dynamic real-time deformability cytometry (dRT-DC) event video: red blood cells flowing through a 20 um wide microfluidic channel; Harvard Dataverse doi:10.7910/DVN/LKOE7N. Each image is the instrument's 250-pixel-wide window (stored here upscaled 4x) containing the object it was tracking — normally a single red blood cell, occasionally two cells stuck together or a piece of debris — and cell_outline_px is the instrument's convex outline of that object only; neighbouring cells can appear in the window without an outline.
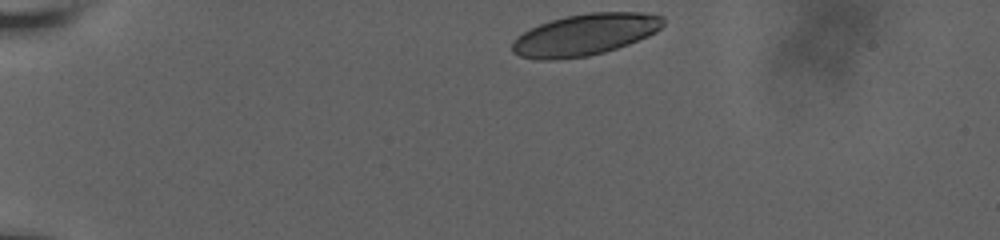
{"species": "human", "species_latin": "Homo sapiens", "temperature_condition": "room temperature", "stored_images_in_passage": 29, "camera_frame_rate_fps": 3000, "um_per_image_px": 0.085, "donor": {"sex": "male"}, "frame": {"image": 1, "passage_image": 1, "time_ms": 0.0, "image_size_px": [1000, 240], "cell_outline_px": [[664, 24], [656, 32], [648, 36], [628, 44], [604, 52], [588, 56], [556, 60], [536, 60], [520, 56], [512, 52], [512, 44], [516, 36], [540, 24], [552, 20], [568, 16], [588, 12], [644, 12], [664, 16]], "centroid_in_image_um": [49.73, 2.95], "position_along_channel_um": 35.3, "area_um2": 36.59}}
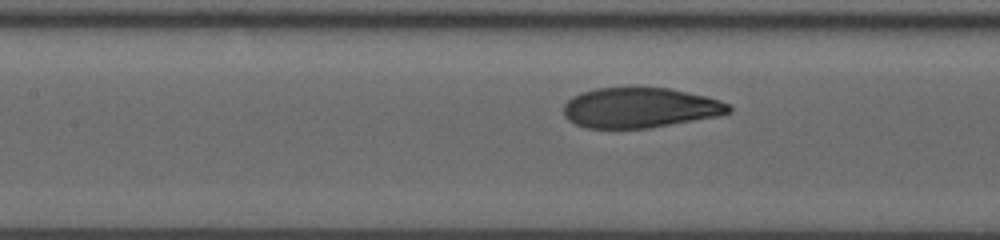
{"frame": {"image": 2, "passage_image": 17, "time_ms": 5.333, "image_size_px": [1000, 240], "cell_outline_px": [[732, 112], [720, 116], [648, 128], [584, 128], [568, 120], [564, 116], [564, 104], [572, 96], [580, 92], [596, 88], [672, 88], [708, 96], [720, 100], [728, 104], [732, 108]], "centroid_in_image_um": [54.42, 9.16], "position_along_channel_um": 153.0, "area_um2": 38.96}}
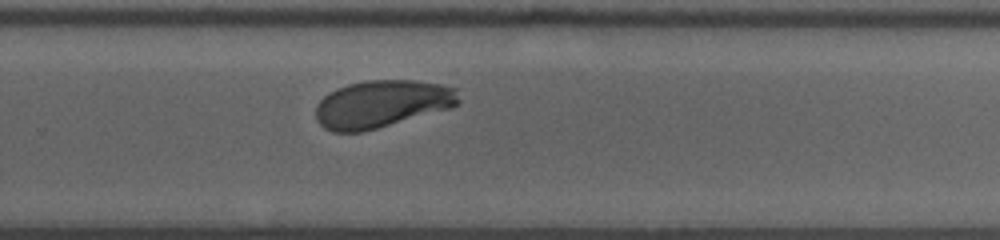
{"frame": {"image": 3, "passage_image": 29, "time_ms": 9.333, "image_size_px": [1000, 240], "cell_outline_px": [[460, 104], [452, 108], [376, 128], [360, 132], [332, 132], [324, 128], [316, 120], [316, 104], [328, 92], [336, 88], [348, 84], [368, 80], [416, 80], [440, 84], [456, 88], [460, 100]], "centroid_in_image_um": [32.46, 8.83], "position_along_channel_um": 297.3, "area_um2": 39.71}}